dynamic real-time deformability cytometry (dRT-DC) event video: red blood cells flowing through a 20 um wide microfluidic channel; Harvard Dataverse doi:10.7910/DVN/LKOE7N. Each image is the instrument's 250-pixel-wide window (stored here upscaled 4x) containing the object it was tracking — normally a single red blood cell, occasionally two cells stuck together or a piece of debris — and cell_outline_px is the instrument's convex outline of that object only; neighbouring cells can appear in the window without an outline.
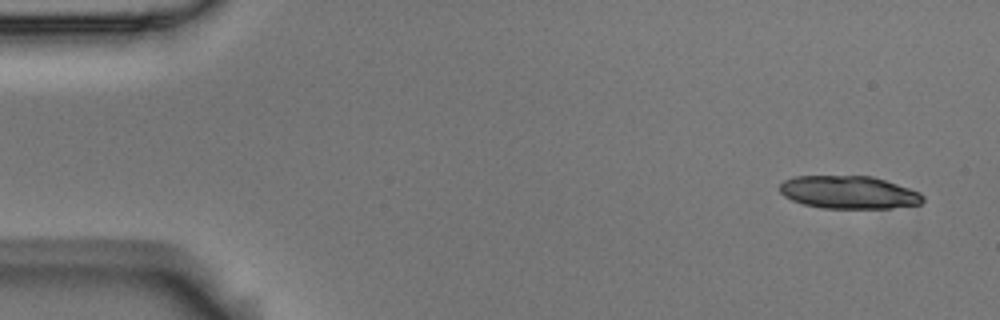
{"species": "Egyptian fruit bat (a non-hibernating species)", "species_latin": "Rousettus aegyptiacus", "temperature_condition": "room temperature", "stored_images_in_passage": 9, "segment_of_instrument_passage": [1, 2], "camera_frame_rate_fps": 3000, "um_per_image_px": 0.085, "animal": {"sex": "male"}, "frame": {"image": 1, "passage_image": 1, "time_ms": 0.0, "image_size_px": [1000, 320], "cell_outline_px": [[924, 200], [920, 204], [892, 208], [824, 208], [804, 204], [792, 200], [784, 196], [780, 192], [780, 184], [784, 180], [792, 176], [872, 176], [920, 192], [924, 196]], "centroid_in_image_um": [72.14, 16.35], "position_along_channel_um": 12.9, "area_um2": 27.34}}
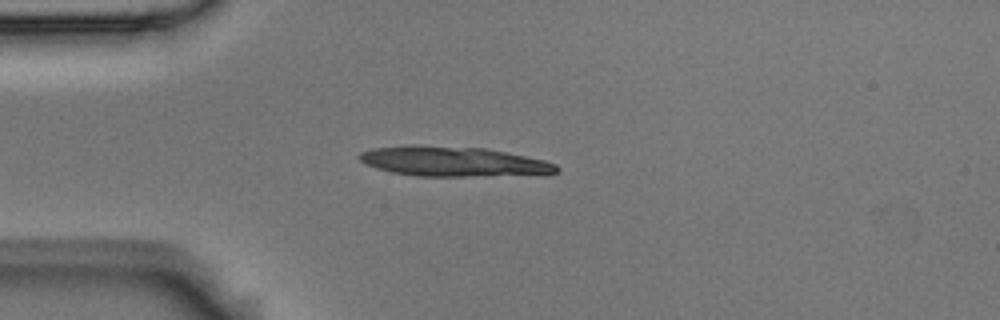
{"frame": {"image": 2, "passage_image": 4, "time_ms": 1.0, "image_size_px": [1000, 320], "cell_outline_px": [[560, 172], [548, 176], [416, 176], [392, 172], [376, 168], [364, 164], [356, 156], [360, 152], [372, 148], [484, 148], [544, 160], [556, 164], [560, 168]], "centroid_in_image_um": [38.73, 13.81], "position_along_channel_um": 46.3, "area_um2": 33.58}}